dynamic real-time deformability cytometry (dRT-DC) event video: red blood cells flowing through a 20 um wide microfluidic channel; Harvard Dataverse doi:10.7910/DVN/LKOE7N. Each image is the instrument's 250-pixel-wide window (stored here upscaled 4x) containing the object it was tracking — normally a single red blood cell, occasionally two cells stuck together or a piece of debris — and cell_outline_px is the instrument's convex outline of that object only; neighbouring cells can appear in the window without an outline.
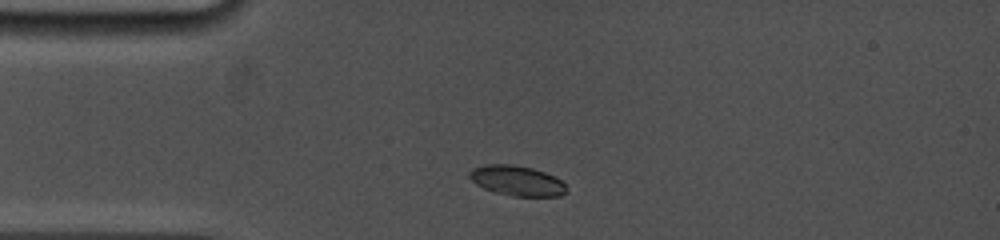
{"species": "common noctule bat (a hibernating species)", "species_latin": "Nyctalus noctula", "temperature_condition": "cold", "stored_images_in_passage": 17, "camera_frame_rate_fps": 5000, "um_per_image_px": 0.085, "animal": {"sex": "female", "body_mass_g": 19.0, "forearm_length_mm": 53.3}, "frame": {"image": 1, "passage_image": 2, "time_ms": 0.6, "image_size_px": [1000, 240], "cell_outline_px": [[568, 192], [560, 196], [512, 196], [496, 192], [484, 188], [476, 184], [468, 176], [468, 172], [472, 168], [484, 164], [512, 164], [532, 168], [544, 172], [560, 180], [568, 188]], "centroid_in_image_um": [43.93, 15.35], "position_along_channel_um": 41.1, "area_um2": 17.05}}
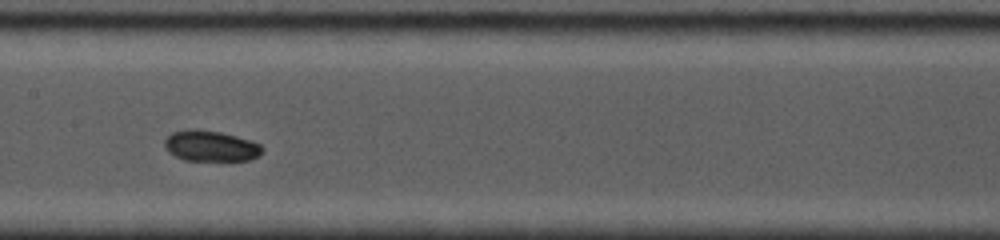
{"frame": {"image": 2, "passage_image": 11, "time_ms": 5.0, "image_size_px": [1000, 240], "cell_outline_px": [[264, 148], [260, 156], [248, 160], [184, 160], [168, 152], [164, 148], [164, 140], [172, 132], [192, 128], [196, 128], [220, 132], [252, 140], [260, 144]], "centroid_in_image_um": [17.91, 12.4], "position_along_channel_um": 189.5, "area_um2": 17.69}}
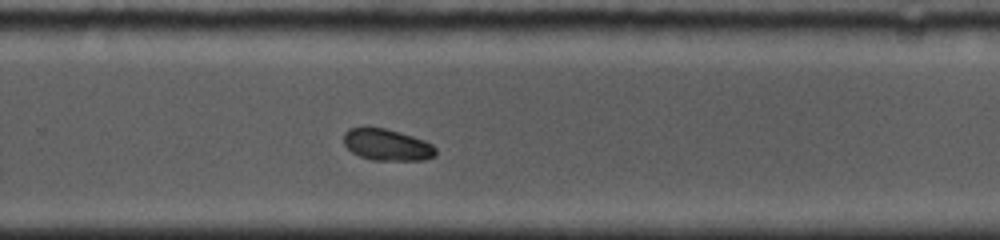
{"frame": {"image": 3, "passage_image": 17, "time_ms": 7.8, "image_size_px": [1000, 240], "cell_outline_px": [[436, 156], [424, 160], [372, 160], [360, 156], [352, 152], [344, 144], [344, 132], [348, 128], [384, 128], [400, 132], [424, 140], [432, 144], [436, 148]], "centroid_in_image_um": [32.91, 12.32], "position_along_channel_um": 296.9, "area_um2": 16.88}}